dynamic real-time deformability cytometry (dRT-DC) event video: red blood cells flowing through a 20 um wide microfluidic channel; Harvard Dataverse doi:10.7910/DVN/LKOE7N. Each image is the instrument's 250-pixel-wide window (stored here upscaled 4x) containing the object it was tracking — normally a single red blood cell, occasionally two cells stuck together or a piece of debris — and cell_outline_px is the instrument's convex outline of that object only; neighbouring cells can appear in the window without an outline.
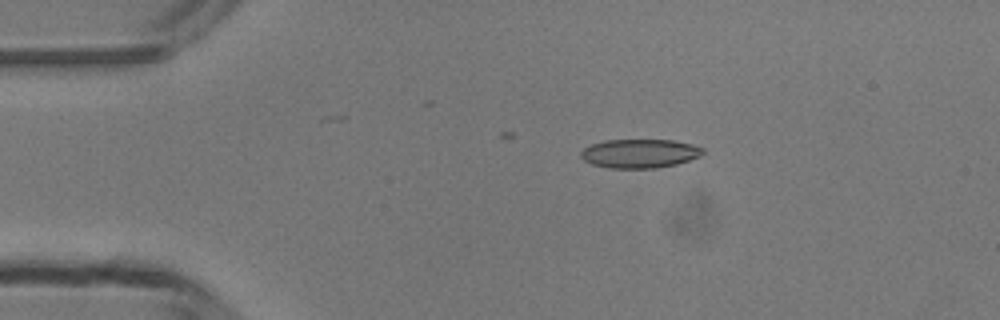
{"species": "common noctule bat (a hibernating species)", "species_latin": "Nyctalus noctula", "temperature_condition": "room temperature", "stored_images_in_passage": 10, "camera_frame_rate_fps": 3000, "um_per_image_px": 0.085, "animal": {"sex": "male", "body_mass_g": 13.3}, "frame": {"image": 1, "passage_image": 1, "time_ms": 0.0, "image_size_px": [1000, 320], "cell_outline_px": [[704, 152], [700, 156], [676, 164], [656, 168], [608, 168], [592, 164], [584, 160], [580, 156], [580, 152], [584, 148], [592, 144], [604, 140], [672, 140], [692, 144], [704, 148]], "centroid_in_image_um": [54.36, 13.04], "position_along_channel_um": 30.6, "area_um2": 20.52}}
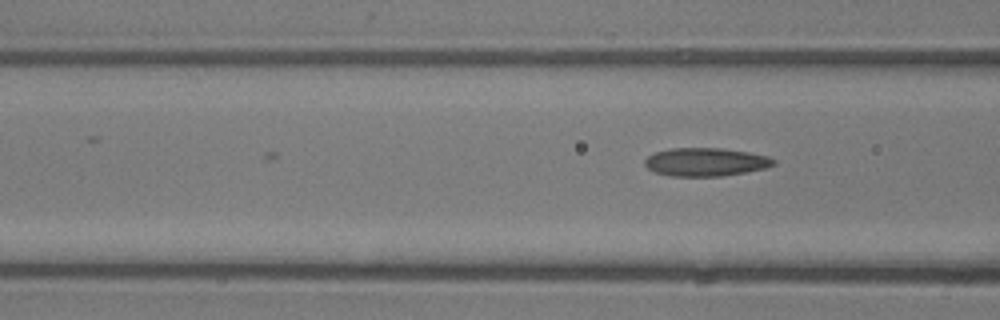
{"frame": {"image": 2, "passage_image": 10, "time_ms": 3.0, "image_size_px": [1000, 320], "cell_outline_px": [[776, 164], [764, 168], [744, 172], [720, 176], [668, 176], [656, 172], [648, 168], [644, 164], [644, 160], [648, 156], [656, 152], [672, 148], [720, 148], [748, 152], [768, 156], [776, 160]], "centroid_in_image_um": [59.97, 13.77], "position_along_channel_um": 106.6, "area_um2": 21.1}}